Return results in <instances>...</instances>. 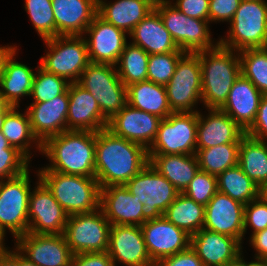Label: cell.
Returning a JSON list of instances; mask_svg holds the SVG:
<instances>
[{"mask_svg": "<svg viewBox=\"0 0 267 266\" xmlns=\"http://www.w3.org/2000/svg\"><path fill=\"white\" fill-rule=\"evenodd\" d=\"M95 178L100 188L125 185L148 163L147 149L114 135L105 128L96 132Z\"/></svg>", "mask_w": 267, "mask_h": 266, "instance_id": "1", "label": "cell"}, {"mask_svg": "<svg viewBox=\"0 0 267 266\" xmlns=\"http://www.w3.org/2000/svg\"><path fill=\"white\" fill-rule=\"evenodd\" d=\"M96 132L66 130L48 138L42 152L51 165L38 171H55L71 175L95 177Z\"/></svg>", "mask_w": 267, "mask_h": 266, "instance_id": "2", "label": "cell"}, {"mask_svg": "<svg viewBox=\"0 0 267 266\" xmlns=\"http://www.w3.org/2000/svg\"><path fill=\"white\" fill-rule=\"evenodd\" d=\"M197 53L201 64L202 103L207 109H220L227 101L235 80L241 75L239 53L220 44Z\"/></svg>", "mask_w": 267, "mask_h": 266, "instance_id": "3", "label": "cell"}, {"mask_svg": "<svg viewBox=\"0 0 267 266\" xmlns=\"http://www.w3.org/2000/svg\"><path fill=\"white\" fill-rule=\"evenodd\" d=\"M40 180L68 215L100 208V185L95 177L37 171Z\"/></svg>", "mask_w": 267, "mask_h": 266, "instance_id": "4", "label": "cell"}, {"mask_svg": "<svg viewBox=\"0 0 267 266\" xmlns=\"http://www.w3.org/2000/svg\"><path fill=\"white\" fill-rule=\"evenodd\" d=\"M230 26L226 39L218 41L221 46L235 51L267 47V2L242 0Z\"/></svg>", "mask_w": 267, "mask_h": 266, "instance_id": "5", "label": "cell"}, {"mask_svg": "<svg viewBox=\"0 0 267 266\" xmlns=\"http://www.w3.org/2000/svg\"><path fill=\"white\" fill-rule=\"evenodd\" d=\"M154 9L181 51L197 53L213 49L219 44H213L208 28L209 21L186 16L170 0H156Z\"/></svg>", "mask_w": 267, "mask_h": 266, "instance_id": "6", "label": "cell"}, {"mask_svg": "<svg viewBox=\"0 0 267 266\" xmlns=\"http://www.w3.org/2000/svg\"><path fill=\"white\" fill-rule=\"evenodd\" d=\"M49 49L39 65L46 71L78 82L84 69L90 64L84 35L56 36L44 40Z\"/></svg>", "mask_w": 267, "mask_h": 266, "instance_id": "7", "label": "cell"}, {"mask_svg": "<svg viewBox=\"0 0 267 266\" xmlns=\"http://www.w3.org/2000/svg\"><path fill=\"white\" fill-rule=\"evenodd\" d=\"M77 83L93 95L108 120L127 104V87L114 65L90 63Z\"/></svg>", "mask_w": 267, "mask_h": 266, "instance_id": "8", "label": "cell"}, {"mask_svg": "<svg viewBox=\"0 0 267 266\" xmlns=\"http://www.w3.org/2000/svg\"><path fill=\"white\" fill-rule=\"evenodd\" d=\"M125 187L143 204L146 221L162 217L180 193L150 162Z\"/></svg>", "mask_w": 267, "mask_h": 266, "instance_id": "9", "label": "cell"}, {"mask_svg": "<svg viewBox=\"0 0 267 266\" xmlns=\"http://www.w3.org/2000/svg\"><path fill=\"white\" fill-rule=\"evenodd\" d=\"M29 172L0 181V231L7 228L15 239L28 232Z\"/></svg>", "mask_w": 267, "mask_h": 266, "instance_id": "10", "label": "cell"}, {"mask_svg": "<svg viewBox=\"0 0 267 266\" xmlns=\"http://www.w3.org/2000/svg\"><path fill=\"white\" fill-rule=\"evenodd\" d=\"M173 113L198 112L193 107L202 101L201 64L198 53L185 52L178 60L174 75L165 85Z\"/></svg>", "mask_w": 267, "mask_h": 266, "instance_id": "11", "label": "cell"}, {"mask_svg": "<svg viewBox=\"0 0 267 266\" xmlns=\"http://www.w3.org/2000/svg\"><path fill=\"white\" fill-rule=\"evenodd\" d=\"M198 112L171 113L160 121L148 154H196Z\"/></svg>", "mask_w": 267, "mask_h": 266, "instance_id": "12", "label": "cell"}, {"mask_svg": "<svg viewBox=\"0 0 267 266\" xmlns=\"http://www.w3.org/2000/svg\"><path fill=\"white\" fill-rule=\"evenodd\" d=\"M110 227L102 209L98 208L92 212L69 215L64 236L73 255L104 252L109 248Z\"/></svg>", "mask_w": 267, "mask_h": 266, "instance_id": "13", "label": "cell"}, {"mask_svg": "<svg viewBox=\"0 0 267 266\" xmlns=\"http://www.w3.org/2000/svg\"><path fill=\"white\" fill-rule=\"evenodd\" d=\"M36 184L29 197L28 232L64 234L69 215L40 180Z\"/></svg>", "mask_w": 267, "mask_h": 266, "instance_id": "14", "label": "cell"}, {"mask_svg": "<svg viewBox=\"0 0 267 266\" xmlns=\"http://www.w3.org/2000/svg\"><path fill=\"white\" fill-rule=\"evenodd\" d=\"M16 245V249L37 266H71L73 253L64 234L27 232L16 239Z\"/></svg>", "mask_w": 267, "mask_h": 266, "instance_id": "15", "label": "cell"}, {"mask_svg": "<svg viewBox=\"0 0 267 266\" xmlns=\"http://www.w3.org/2000/svg\"><path fill=\"white\" fill-rule=\"evenodd\" d=\"M84 33L90 35L85 37L90 63L116 66L127 44L126 32L97 14Z\"/></svg>", "mask_w": 267, "mask_h": 266, "instance_id": "16", "label": "cell"}, {"mask_svg": "<svg viewBox=\"0 0 267 266\" xmlns=\"http://www.w3.org/2000/svg\"><path fill=\"white\" fill-rule=\"evenodd\" d=\"M140 227L148 254L154 263L190 247V235L163 216L148 220Z\"/></svg>", "mask_w": 267, "mask_h": 266, "instance_id": "17", "label": "cell"}, {"mask_svg": "<svg viewBox=\"0 0 267 266\" xmlns=\"http://www.w3.org/2000/svg\"><path fill=\"white\" fill-rule=\"evenodd\" d=\"M244 204L217 192L205 206L203 229L236 238L244 237Z\"/></svg>", "mask_w": 267, "mask_h": 266, "instance_id": "18", "label": "cell"}, {"mask_svg": "<svg viewBox=\"0 0 267 266\" xmlns=\"http://www.w3.org/2000/svg\"><path fill=\"white\" fill-rule=\"evenodd\" d=\"M161 120L159 116L136 109L127 103L108 121L107 129L116 136L148 149L156 137Z\"/></svg>", "mask_w": 267, "mask_h": 266, "instance_id": "19", "label": "cell"}, {"mask_svg": "<svg viewBox=\"0 0 267 266\" xmlns=\"http://www.w3.org/2000/svg\"><path fill=\"white\" fill-rule=\"evenodd\" d=\"M114 266L116 262L126 266H154L140 226L111 225L107 250Z\"/></svg>", "mask_w": 267, "mask_h": 266, "instance_id": "20", "label": "cell"}, {"mask_svg": "<svg viewBox=\"0 0 267 266\" xmlns=\"http://www.w3.org/2000/svg\"><path fill=\"white\" fill-rule=\"evenodd\" d=\"M69 95L66 90L52 100L31 103L26 109L35 137L43 144L48 138L67 130Z\"/></svg>", "mask_w": 267, "mask_h": 266, "instance_id": "21", "label": "cell"}, {"mask_svg": "<svg viewBox=\"0 0 267 266\" xmlns=\"http://www.w3.org/2000/svg\"><path fill=\"white\" fill-rule=\"evenodd\" d=\"M143 204L125 185H109L100 189V208L111 225L141 226L146 220Z\"/></svg>", "mask_w": 267, "mask_h": 266, "instance_id": "22", "label": "cell"}, {"mask_svg": "<svg viewBox=\"0 0 267 266\" xmlns=\"http://www.w3.org/2000/svg\"><path fill=\"white\" fill-rule=\"evenodd\" d=\"M69 108L67 115V130H87L98 132L107 128L108 119L89 91L77 82L70 83L68 88Z\"/></svg>", "mask_w": 267, "mask_h": 266, "instance_id": "23", "label": "cell"}, {"mask_svg": "<svg viewBox=\"0 0 267 266\" xmlns=\"http://www.w3.org/2000/svg\"><path fill=\"white\" fill-rule=\"evenodd\" d=\"M190 247L204 266H225L243 252L236 238L203 228L190 236Z\"/></svg>", "mask_w": 267, "mask_h": 266, "instance_id": "24", "label": "cell"}, {"mask_svg": "<svg viewBox=\"0 0 267 266\" xmlns=\"http://www.w3.org/2000/svg\"><path fill=\"white\" fill-rule=\"evenodd\" d=\"M208 111L205 117L198 110L196 149L240 143L245 135L242 128L221 109L209 108Z\"/></svg>", "mask_w": 267, "mask_h": 266, "instance_id": "25", "label": "cell"}, {"mask_svg": "<svg viewBox=\"0 0 267 266\" xmlns=\"http://www.w3.org/2000/svg\"><path fill=\"white\" fill-rule=\"evenodd\" d=\"M56 36L85 35L98 14V0H52Z\"/></svg>", "mask_w": 267, "mask_h": 266, "instance_id": "26", "label": "cell"}, {"mask_svg": "<svg viewBox=\"0 0 267 266\" xmlns=\"http://www.w3.org/2000/svg\"><path fill=\"white\" fill-rule=\"evenodd\" d=\"M263 94L242 74L235 80L220 108L246 132L254 123Z\"/></svg>", "mask_w": 267, "mask_h": 266, "instance_id": "27", "label": "cell"}, {"mask_svg": "<svg viewBox=\"0 0 267 266\" xmlns=\"http://www.w3.org/2000/svg\"><path fill=\"white\" fill-rule=\"evenodd\" d=\"M155 2L156 0H116L114 3H106L98 0V15L128 35L154 10Z\"/></svg>", "mask_w": 267, "mask_h": 266, "instance_id": "28", "label": "cell"}, {"mask_svg": "<svg viewBox=\"0 0 267 266\" xmlns=\"http://www.w3.org/2000/svg\"><path fill=\"white\" fill-rule=\"evenodd\" d=\"M132 44L141 47L149 55L183 52L165 28L159 13L154 9L129 34Z\"/></svg>", "mask_w": 267, "mask_h": 266, "instance_id": "29", "label": "cell"}, {"mask_svg": "<svg viewBox=\"0 0 267 266\" xmlns=\"http://www.w3.org/2000/svg\"><path fill=\"white\" fill-rule=\"evenodd\" d=\"M150 164L180 193L200 170L196 154H148Z\"/></svg>", "mask_w": 267, "mask_h": 266, "instance_id": "30", "label": "cell"}, {"mask_svg": "<svg viewBox=\"0 0 267 266\" xmlns=\"http://www.w3.org/2000/svg\"><path fill=\"white\" fill-rule=\"evenodd\" d=\"M17 47L6 57L0 77V90L5 101L19 108L20 97L31 95L35 72L27 65L15 61Z\"/></svg>", "mask_w": 267, "mask_h": 266, "instance_id": "31", "label": "cell"}, {"mask_svg": "<svg viewBox=\"0 0 267 266\" xmlns=\"http://www.w3.org/2000/svg\"><path fill=\"white\" fill-rule=\"evenodd\" d=\"M127 103L162 119L173 113L169 106L166 87L149 80L127 86Z\"/></svg>", "mask_w": 267, "mask_h": 266, "instance_id": "32", "label": "cell"}, {"mask_svg": "<svg viewBox=\"0 0 267 266\" xmlns=\"http://www.w3.org/2000/svg\"><path fill=\"white\" fill-rule=\"evenodd\" d=\"M238 165L263 192L267 188V142L248 135L241 138Z\"/></svg>", "mask_w": 267, "mask_h": 266, "instance_id": "33", "label": "cell"}, {"mask_svg": "<svg viewBox=\"0 0 267 266\" xmlns=\"http://www.w3.org/2000/svg\"><path fill=\"white\" fill-rule=\"evenodd\" d=\"M163 217L192 236L203 228L205 206L196 203L184 193H179Z\"/></svg>", "mask_w": 267, "mask_h": 266, "instance_id": "34", "label": "cell"}, {"mask_svg": "<svg viewBox=\"0 0 267 266\" xmlns=\"http://www.w3.org/2000/svg\"><path fill=\"white\" fill-rule=\"evenodd\" d=\"M14 107L5 117L2 133L12 147L17 148L29 160L31 159L30 148L33 144L42 152V144L35 137L31 129V123L27 111L25 114ZM35 142V143H34Z\"/></svg>", "mask_w": 267, "mask_h": 266, "instance_id": "35", "label": "cell"}, {"mask_svg": "<svg viewBox=\"0 0 267 266\" xmlns=\"http://www.w3.org/2000/svg\"><path fill=\"white\" fill-rule=\"evenodd\" d=\"M218 191L244 205L257 199L263 192L243 172L239 165L229 168L217 176Z\"/></svg>", "mask_w": 267, "mask_h": 266, "instance_id": "36", "label": "cell"}, {"mask_svg": "<svg viewBox=\"0 0 267 266\" xmlns=\"http://www.w3.org/2000/svg\"><path fill=\"white\" fill-rule=\"evenodd\" d=\"M240 143L196 149V157L201 171L218 176L225 170L238 165Z\"/></svg>", "mask_w": 267, "mask_h": 266, "instance_id": "37", "label": "cell"}, {"mask_svg": "<svg viewBox=\"0 0 267 266\" xmlns=\"http://www.w3.org/2000/svg\"><path fill=\"white\" fill-rule=\"evenodd\" d=\"M149 54L139 46L127 43L116 65L118 76L127 87L147 80Z\"/></svg>", "mask_w": 267, "mask_h": 266, "instance_id": "38", "label": "cell"}, {"mask_svg": "<svg viewBox=\"0 0 267 266\" xmlns=\"http://www.w3.org/2000/svg\"><path fill=\"white\" fill-rule=\"evenodd\" d=\"M241 74L263 94L267 95V47L238 51Z\"/></svg>", "mask_w": 267, "mask_h": 266, "instance_id": "39", "label": "cell"}, {"mask_svg": "<svg viewBox=\"0 0 267 266\" xmlns=\"http://www.w3.org/2000/svg\"><path fill=\"white\" fill-rule=\"evenodd\" d=\"M36 72L30 95L34 98V103L47 102L62 95L70 84L65 78L46 71L40 65Z\"/></svg>", "mask_w": 267, "mask_h": 266, "instance_id": "40", "label": "cell"}, {"mask_svg": "<svg viewBox=\"0 0 267 266\" xmlns=\"http://www.w3.org/2000/svg\"><path fill=\"white\" fill-rule=\"evenodd\" d=\"M25 10L42 40L56 37L52 0H25Z\"/></svg>", "mask_w": 267, "mask_h": 266, "instance_id": "41", "label": "cell"}, {"mask_svg": "<svg viewBox=\"0 0 267 266\" xmlns=\"http://www.w3.org/2000/svg\"><path fill=\"white\" fill-rule=\"evenodd\" d=\"M30 160L17 148L12 147L0 132V181L16 177L26 170Z\"/></svg>", "mask_w": 267, "mask_h": 266, "instance_id": "42", "label": "cell"}, {"mask_svg": "<svg viewBox=\"0 0 267 266\" xmlns=\"http://www.w3.org/2000/svg\"><path fill=\"white\" fill-rule=\"evenodd\" d=\"M184 53L168 52L149 55L147 80L165 86L174 75L177 62Z\"/></svg>", "mask_w": 267, "mask_h": 266, "instance_id": "43", "label": "cell"}, {"mask_svg": "<svg viewBox=\"0 0 267 266\" xmlns=\"http://www.w3.org/2000/svg\"><path fill=\"white\" fill-rule=\"evenodd\" d=\"M217 192V176L199 170L183 193L196 203L206 206Z\"/></svg>", "mask_w": 267, "mask_h": 266, "instance_id": "44", "label": "cell"}, {"mask_svg": "<svg viewBox=\"0 0 267 266\" xmlns=\"http://www.w3.org/2000/svg\"><path fill=\"white\" fill-rule=\"evenodd\" d=\"M248 226L252 235L267 228V198L263 193L244 206V234Z\"/></svg>", "mask_w": 267, "mask_h": 266, "instance_id": "45", "label": "cell"}, {"mask_svg": "<svg viewBox=\"0 0 267 266\" xmlns=\"http://www.w3.org/2000/svg\"><path fill=\"white\" fill-rule=\"evenodd\" d=\"M242 0H209V22H231Z\"/></svg>", "mask_w": 267, "mask_h": 266, "instance_id": "46", "label": "cell"}, {"mask_svg": "<svg viewBox=\"0 0 267 266\" xmlns=\"http://www.w3.org/2000/svg\"><path fill=\"white\" fill-rule=\"evenodd\" d=\"M173 4L188 17L209 21V0H176Z\"/></svg>", "mask_w": 267, "mask_h": 266, "instance_id": "47", "label": "cell"}, {"mask_svg": "<svg viewBox=\"0 0 267 266\" xmlns=\"http://www.w3.org/2000/svg\"><path fill=\"white\" fill-rule=\"evenodd\" d=\"M245 134L257 140L267 141V95H263L255 121Z\"/></svg>", "mask_w": 267, "mask_h": 266, "instance_id": "48", "label": "cell"}, {"mask_svg": "<svg viewBox=\"0 0 267 266\" xmlns=\"http://www.w3.org/2000/svg\"><path fill=\"white\" fill-rule=\"evenodd\" d=\"M71 266H114L107 251L86 252L73 255Z\"/></svg>", "mask_w": 267, "mask_h": 266, "instance_id": "49", "label": "cell"}, {"mask_svg": "<svg viewBox=\"0 0 267 266\" xmlns=\"http://www.w3.org/2000/svg\"><path fill=\"white\" fill-rule=\"evenodd\" d=\"M154 266H204V264L189 247L183 252L160 259Z\"/></svg>", "mask_w": 267, "mask_h": 266, "instance_id": "50", "label": "cell"}, {"mask_svg": "<svg viewBox=\"0 0 267 266\" xmlns=\"http://www.w3.org/2000/svg\"><path fill=\"white\" fill-rule=\"evenodd\" d=\"M250 244L256 251V259H267V228L251 235Z\"/></svg>", "mask_w": 267, "mask_h": 266, "instance_id": "51", "label": "cell"}, {"mask_svg": "<svg viewBox=\"0 0 267 266\" xmlns=\"http://www.w3.org/2000/svg\"><path fill=\"white\" fill-rule=\"evenodd\" d=\"M14 250L7 248L0 254V266H20V252L16 248Z\"/></svg>", "mask_w": 267, "mask_h": 266, "instance_id": "52", "label": "cell"}, {"mask_svg": "<svg viewBox=\"0 0 267 266\" xmlns=\"http://www.w3.org/2000/svg\"><path fill=\"white\" fill-rule=\"evenodd\" d=\"M17 46H0V77L2 75V71H3V64L4 61L6 59V57L8 56V54Z\"/></svg>", "mask_w": 267, "mask_h": 266, "instance_id": "53", "label": "cell"}, {"mask_svg": "<svg viewBox=\"0 0 267 266\" xmlns=\"http://www.w3.org/2000/svg\"><path fill=\"white\" fill-rule=\"evenodd\" d=\"M225 266H246V261L243 259L241 254L235 260L227 263Z\"/></svg>", "mask_w": 267, "mask_h": 266, "instance_id": "54", "label": "cell"}, {"mask_svg": "<svg viewBox=\"0 0 267 266\" xmlns=\"http://www.w3.org/2000/svg\"><path fill=\"white\" fill-rule=\"evenodd\" d=\"M14 107L9 105L5 110L0 111V132L2 131L3 123L6 115L13 109Z\"/></svg>", "mask_w": 267, "mask_h": 266, "instance_id": "55", "label": "cell"}, {"mask_svg": "<svg viewBox=\"0 0 267 266\" xmlns=\"http://www.w3.org/2000/svg\"><path fill=\"white\" fill-rule=\"evenodd\" d=\"M246 266H267V261L266 259H256L251 262L246 261Z\"/></svg>", "mask_w": 267, "mask_h": 266, "instance_id": "56", "label": "cell"}, {"mask_svg": "<svg viewBox=\"0 0 267 266\" xmlns=\"http://www.w3.org/2000/svg\"><path fill=\"white\" fill-rule=\"evenodd\" d=\"M20 266H37V265L29 261L22 255V253H20Z\"/></svg>", "mask_w": 267, "mask_h": 266, "instance_id": "57", "label": "cell"}, {"mask_svg": "<svg viewBox=\"0 0 267 266\" xmlns=\"http://www.w3.org/2000/svg\"><path fill=\"white\" fill-rule=\"evenodd\" d=\"M8 106L9 104L5 101L4 96L2 95L0 90V111L5 110Z\"/></svg>", "mask_w": 267, "mask_h": 266, "instance_id": "58", "label": "cell"}, {"mask_svg": "<svg viewBox=\"0 0 267 266\" xmlns=\"http://www.w3.org/2000/svg\"><path fill=\"white\" fill-rule=\"evenodd\" d=\"M4 237H5V235L0 231V254L7 250L6 249L7 247H4L5 245L3 244L4 243Z\"/></svg>", "mask_w": 267, "mask_h": 266, "instance_id": "59", "label": "cell"}, {"mask_svg": "<svg viewBox=\"0 0 267 266\" xmlns=\"http://www.w3.org/2000/svg\"><path fill=\"white\" fill-rule=\"evenodd\" d=\"M263 194H264L265 197L267 198V188L263 191Z\"/></svg>", "mask_w": 267, "mask_h": 266, "instance_id": "60", "label": "cell"}]
</instances>
